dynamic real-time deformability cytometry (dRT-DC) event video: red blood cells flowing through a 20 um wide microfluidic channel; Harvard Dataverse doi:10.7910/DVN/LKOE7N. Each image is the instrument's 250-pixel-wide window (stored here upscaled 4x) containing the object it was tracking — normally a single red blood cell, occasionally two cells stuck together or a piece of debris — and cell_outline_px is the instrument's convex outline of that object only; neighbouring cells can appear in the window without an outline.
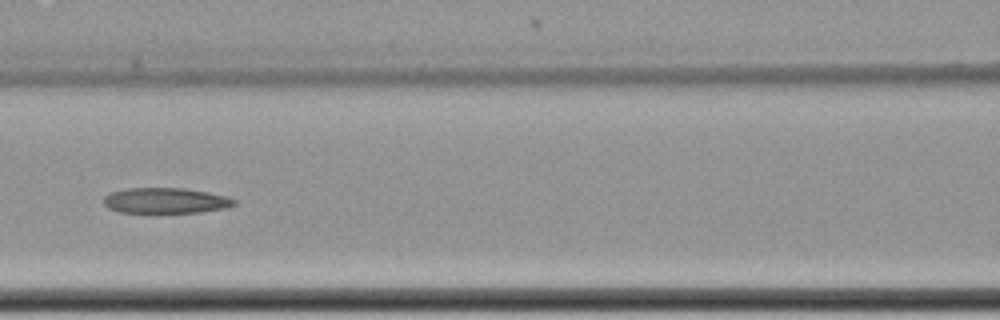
{"species": "common noctule bat (a hibernating species)", "species_latin": "Nyctalus noctula", "temperature_condition": "cold", "stored_images_in_passage": 10, "camera_frame_rate_fps": 3000, "um_per_image_px": 0.085, "animal": {"sex": "female", "body_mass_g": 22.7, "forearm_length_mm": 54.2}, "frame": {"image": 1, "passage_image": 9, "time_ms": 2.667, "image_size_px": [1000, 320], "cell_outline_px": [[236, 204], [228, 208], [200, 212], [120, 212], [108, 208], [104, 204], [104, 196], [108, 192], [128, 188], [184, 188], [208, 192], [228, 196], [236, 200]], "centroid_in_image_um": [14.09, 17.04], "position_along_channel_um": 152.5, "area_um2": 19.54}}
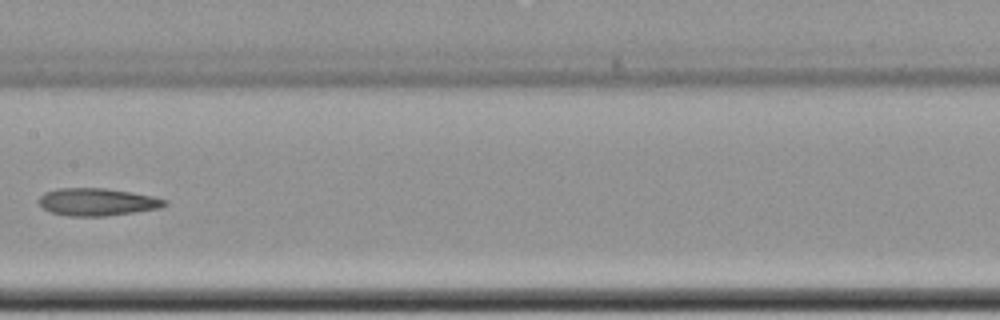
{"frame": {"image": 2, "passage_image": 10, "time_ms": 3.0, "image_size_px": [1000, 320], "cell_outline_px": [[168, 204], [160, 208], [104, 216], [68, 216], [52, 212], [44, 208], [36, 200], [44, 192], [56, 188], [108, 188], [132, 192], [152, 196], [168, 200]], "centroid_in_image_um": [8.25, 17.15], "position_along_channel_um": 199.1, "area_um2": 20.23}}